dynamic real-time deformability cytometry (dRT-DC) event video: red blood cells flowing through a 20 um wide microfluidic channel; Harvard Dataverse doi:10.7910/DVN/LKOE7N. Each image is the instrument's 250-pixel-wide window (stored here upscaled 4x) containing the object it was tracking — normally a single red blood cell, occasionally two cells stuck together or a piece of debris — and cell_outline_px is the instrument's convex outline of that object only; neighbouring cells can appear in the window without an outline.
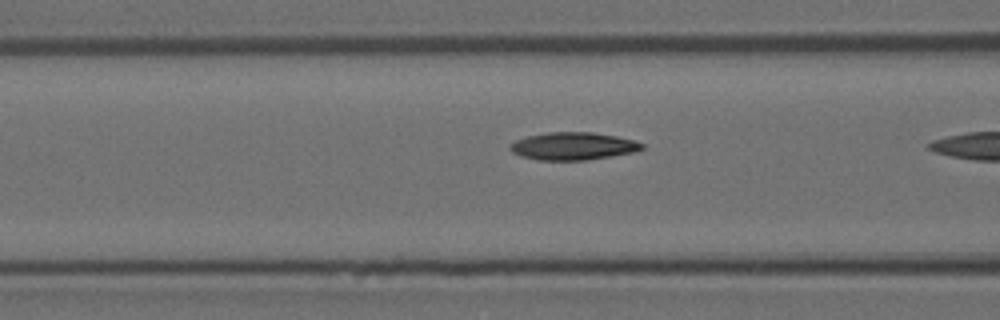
{"species": "Egyptian fruit bat (a non-hibernating species)", "species_latin": "Rousettus aegyptiacus", "temperature_condition": "room temperature", "stored_images_in_passage": 8, "camera_frame_rate_fps": 3000, "um_per_image_px": 0.085, "animal": {"sex": "female"}, "frame": {"image": 1, "passage_image": 7, "time_ms": 2.0, "image_size_px": [1000, 320], "cell_outline_px": [[644, 148], [632, 152], [612, 156], [588, 160], [536, 160], [520, 156], [512, 152], [508, 148], [516, 140], [528, 136], [548, 132], [592, 132], [616, 136], [632, 140], [644, 144]], "centroid_in_image_um": [48.69, 12.42], "position_along_channel_um": 117.9, "area_um2": 21.15}}